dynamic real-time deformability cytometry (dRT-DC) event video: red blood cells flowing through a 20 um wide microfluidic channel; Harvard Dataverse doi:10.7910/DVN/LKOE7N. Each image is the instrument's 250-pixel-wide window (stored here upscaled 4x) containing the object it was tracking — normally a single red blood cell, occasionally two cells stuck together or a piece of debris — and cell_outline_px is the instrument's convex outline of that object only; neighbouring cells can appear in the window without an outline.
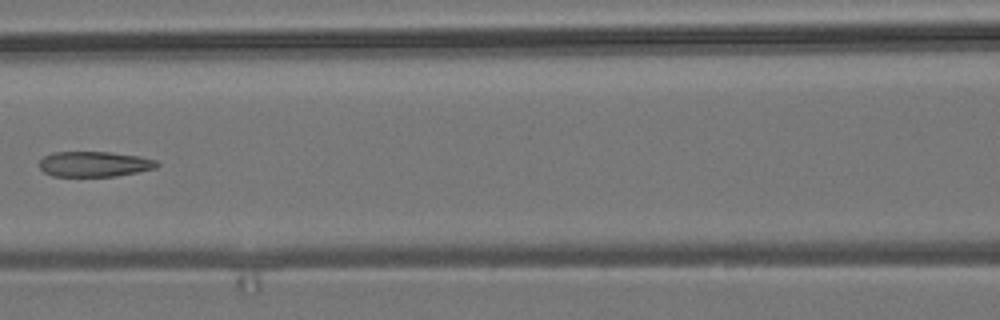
{"species": "common noctule bat (a hibernating species)", "species_latin": "Nyctalus noctula", "temperature_condition": "room temperature", "stored_images_in_passage": 6, "camera_frame_rate_fps": 3000, "um_per_image_px": 0.085, "animal": {"sex": "male", "body_mass_g": 19.2, "forearm_length_mm": 51.8}, "frame": {"image": 1, "passage_image": 5, "time_ms": 5.667, "image_size_px": [1000, 320], "cell_outline_px": [[160, 164], [156, 168], [116, 176], [52, 176], [44, 172], [40, 168], [40, 160], [44, 156], [52, 152], [108, 152], [140, 156], [156, 160]], "centroid_in_image_um": [8.02, 13.94], "position_along_channel_um": 158.6, "area_um2": 17.34}}
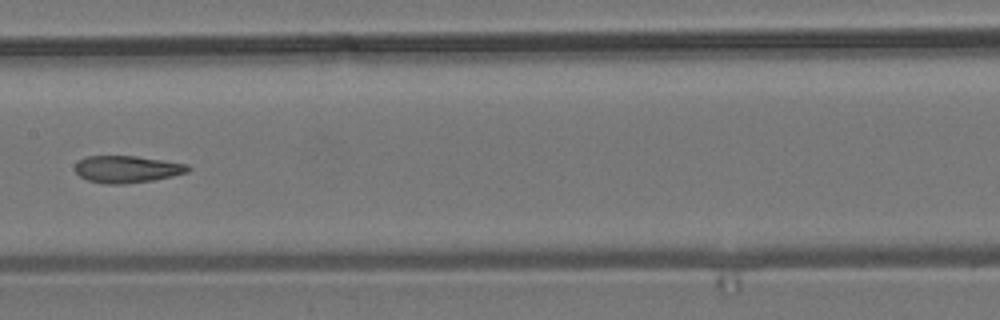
{"frame": {"image": 2, "passage_image": 6, "time_ms": 6.667, "image_size_px": [1000, 320], "cell_outline_px": [[192, 168], [188, 172], [172, 176], [152, 180], [124, 184], [104, 184], [88, 180], [80, 176], [76, 172], [76, 164], [80, 160], [88, 156], [136, 156], [188, 164]], "centroid_in_image_um": [10.82, 14.38], "position_along_channel_um": 196.6, "area_um2": 17.69}}